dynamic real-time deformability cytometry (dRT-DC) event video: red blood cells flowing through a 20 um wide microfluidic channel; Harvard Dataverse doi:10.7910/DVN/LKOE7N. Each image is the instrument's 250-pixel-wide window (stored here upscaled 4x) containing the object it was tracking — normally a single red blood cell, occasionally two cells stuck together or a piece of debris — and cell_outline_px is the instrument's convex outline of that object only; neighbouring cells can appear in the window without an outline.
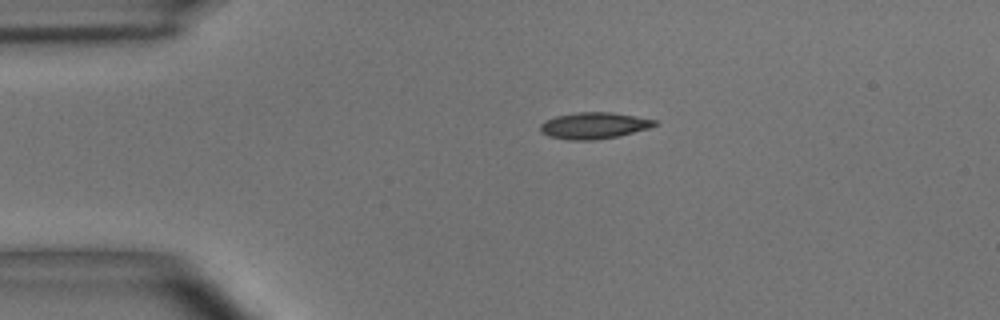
{"species": "common noctule bat (a hibernating species)", "species_latin": "Nyctalus noctula", "temperature_condition": "room temperature", "stored_images_in_passage": 44, "camera_frame_rate_fps": 3000, "um_per_image_px": 0.085, "animal": {"sex": "male", "body_mass_g": 15.6}, "frame": {"image": 1, "passage_image": 1, "time_ms": 0.0, "image_size_px": [1000, 320], "cell_outline_px": [[660, 124], [648, 128], [620, 136], [592, 140], [568, 140], [548, 136], [540, 132], [540, 124], [544, 120], [556, 116], [576, 112], [612, 112], [636, 116], [656, 120]], "centroid_in_image_um": [50.48, 10.67], "position_along_channel_um": 34.5, "area_um2": 17.8}}
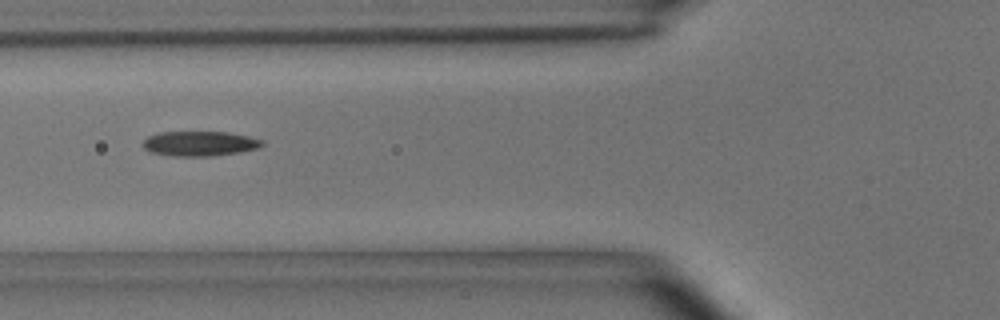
{"frame": {"image": 2, "passage_image": 10, "time_ms": 3.0, "image_size_px": [1000, 320], "cell_outline_px": [[264, 144], [256, 148], [240, 152], [212, 156], [172, 156], [152, 152], [144, 148], [144, 140], [148, 136], [160, 132], [228, 132], [248, 136], [264, 140]], "centroid_in_image_um": [16.99, 12.2], "position_along_channel_um": 108.8, "area_um2": 17.17}}
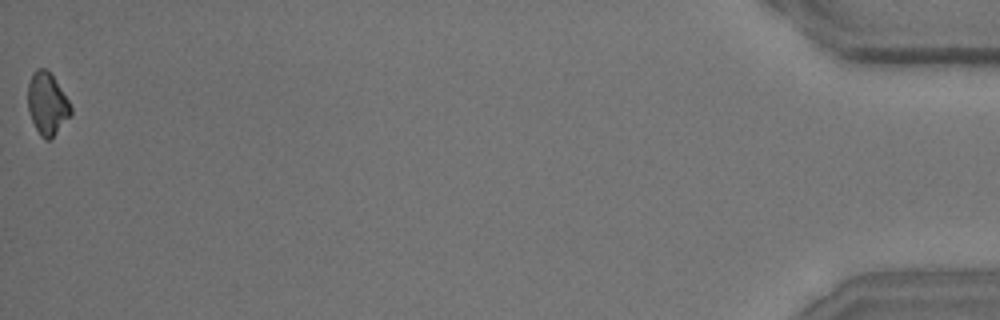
{"frame": {"image": 3, "passage_image": 44, "time_ms": 14.333, "image_size_px": [1000, 320], "cell_outline_px": [[72, 112], [56, 132], [48, 140], [44, 140], [40, 136], [32, 120], [28, 108], [28, 84], [36, 68], [48, 68], [68, 100], [72, 108]], "centroid_in_image_um": [4.0, 8.79], "position_along_channel_um": 431.2, "area_um2": 15.26}, "authors_computed_cell_mechanics": {"area_um2": 16.7331, "velocity_mm_per_s": 3.6811, "shape_relaxation_time_tau1_ms": 5.8015, "shape_relaxation_time_tau2_ms": null, "deformation_change_tau1": 0.1403, "deformation_change_tau2": null}}